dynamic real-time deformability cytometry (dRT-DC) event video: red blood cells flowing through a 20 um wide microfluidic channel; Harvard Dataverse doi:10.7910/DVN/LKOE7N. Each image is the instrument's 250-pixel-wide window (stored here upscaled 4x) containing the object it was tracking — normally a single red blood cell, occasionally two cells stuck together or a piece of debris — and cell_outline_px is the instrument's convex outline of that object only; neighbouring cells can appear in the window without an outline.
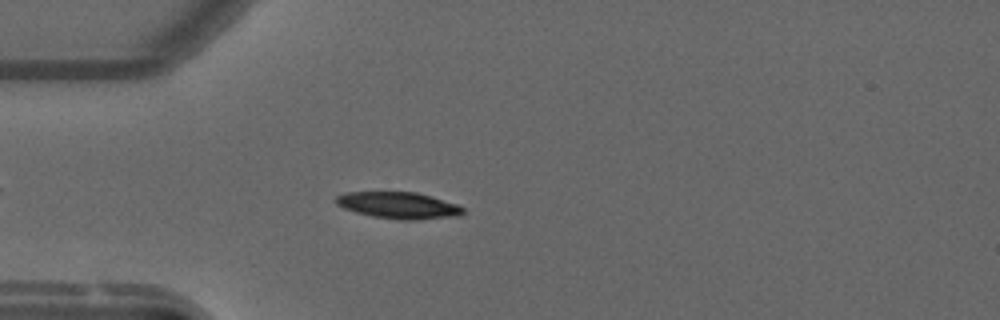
{"species": "common noctule bat (a hibernating species)", "species_latin": "Nyctalus noctula", "temperature_condition": "warm", "stored_images_in_passage": 34, "camera_frame_rate_fps": 3000, "um_per_image_px": 0.085, "animal": {"sex": "male", "forearm_length_mm": 52.5}, "frame": {"image": 1, "passage_image": 9, "time_ms": 2.667, "image_size_px": [1000, 320], "cell_outline_px": [[464, 212], [460, 216], [416, 220], [400, 220], [372, 216], [356, 212], [344, 208], [336, 204], [336, 196], [344, 192], [416, 192], [432, 196], [456, 204], [464, 208]], "centroid_in_image_um": [33.89, 17.46], "position_along_channel_um": 51.1, "area_um2": 19.77}}
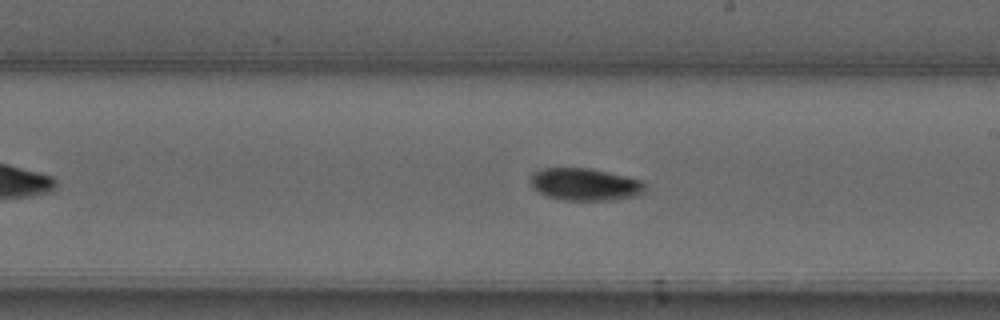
{"frame": {"image": 2, "passage_image": 25, "time_ms": 8.0, "image_size_px": [1000, 320], "cell_outline_px": [[644, 192], [640, 196], [608, 200], [564, 200], [548, 196], [532, 188], [532, 172], [544, 168], [588, 168], [624, 176], [640, 180], [644, 184]], "centroid_in_image_um": [49.72, 15.68], "position_along_channel_um": 239.3, "area_um2": 21.33}}
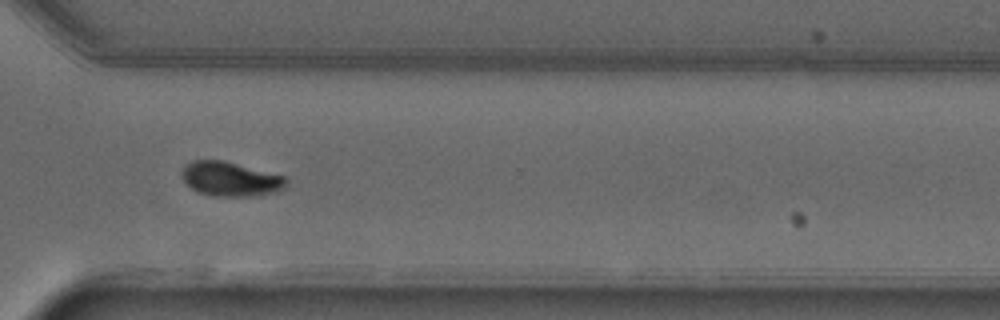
{"frame": {"image": 3, "passage_image": 34, "time_ms": 11.0, "image_size_px": [1000, 320], "cell_outline_px": [[288, 184], [284, 188], [272, 192], [248, 196], [216, 196], [196, 192], [180, 176], [180, 172], [188, 164], [196, 160], [224, 160], [284, 176], [288, 180]], "centroid_in_image_um": [19.58, 15.21], "position_along_channel_um": 351.0, "area_um2": 20.69}}